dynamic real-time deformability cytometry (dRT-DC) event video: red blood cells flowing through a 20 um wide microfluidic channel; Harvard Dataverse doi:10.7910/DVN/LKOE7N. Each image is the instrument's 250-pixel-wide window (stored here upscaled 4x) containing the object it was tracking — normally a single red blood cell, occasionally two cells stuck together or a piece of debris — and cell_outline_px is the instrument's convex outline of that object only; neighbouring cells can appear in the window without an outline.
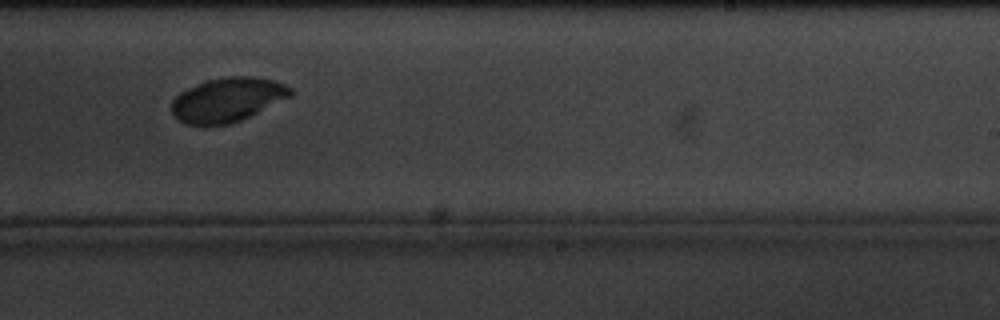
{"species": "common noctule bat (a hibernating species)", "species_latin": "Nyctalus noctula", "temperature_condition": "cold", "stored_images_in_passage": 7, "camera_frame_rate_fps": 3000, "um_per_image_px": 0.085, "animal": {"sex": "male", "body_mass_g": 20.1, "forearm_length_mm": 53.5}, "frame": {"image": 1, "passage_image": 6, "time_ms": 6.0, "image_size_px": [1000, 320], "cell_outline_px": [[292, 96], [232, 124], [184, 124], [172, 112], [172, 100], [180, 92], [188, 88], [208, 80], [224, 76], [252, 76], [276, 80], [292, 88]], "centroid_in_image_um": [19.37, 8.46], "position_along_channel_um": 269.6, "area_um2": 30.4}}